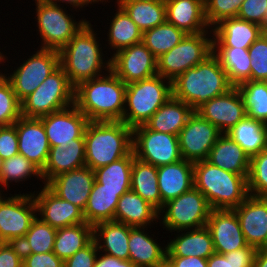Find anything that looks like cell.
Wrapping results in <instances>:
<instances>
[{
    "mask_svg": "<svg viewBox=\"0 0 267 267\" xmlns=\"http://www.w3.org/2000/svg\"><path fill=\"white\" fill-rule=\"evenodd\" d=\"M126 84L111 70L75 87L74 105L89 121H121Z\"/></svg>",
    "mask_w": 267,
    "mask_h": 267,
    "instance_id": "1",
    "label": "cell"
},
{
    "mask_svg": "<svg viewBox=\"0 0 267 267\" xmlns=\"http://www.w3.org/2000/svg\"><path fill=\"white\" fill-rule=\"evenodd\" d=\"M92 26L87 21L59 51L60 66L74 87L83 81L105 75L104 71L107 73L110 70V57H104L101 44L97 41L100 40L97 37L99 34Z\"/></svg>",
    "mask_w": 267,
    "mask_h": 267,
    "instance_id": "2",
    "label": "cell"
},
{
    "mask_svg": "<svg viewBox=\"0 0 267 267\" xmlns=\"http://www.w3.org/2000/svg\"><path fill=\"white\" fill-rule=\"evenodd\" d=\"M232 87L226 72L213 53L172 81L173 97L185 102L194 110L226 93Z\"/></svg>",
    "mask_w": 267,
    "mask_h": 267,
    "instance_id": "3",
    "label": "cell"
},
{
    "mask_svg": "<svg viewBox=\"0 0 267 267\" xmlns=\"http://www.w3.org/2000/svg\"><path fill=\"white\" fill-rule=\"evenodd\" d=\"M84 140L86 166L95 170L127 156L133 150V129L122 121H89Z\"/></svg>",
    "mask_w": 267,
    "mask_h": 267,
    "instance_id": "4",
    "label": "cell"
},
{
    "mask_svg": "<svg viewBox=\"0 0 267 267\" xmlns=\"http://www.w3.org/2000/svg\"><path fill=\"white\" fill-rule=\"evenodd\" d=\"M247 177L235 174L207 160L194 162V187L207 199L212 209H234L248 196Z\"/></svg>",
    "mask_w": 267,
    "mask_h": 267,
    "instance_id": "5",
    "label": "cell"
},
{
    "mask_svg": "<svg viewBox=\"0 0 267 267\" xmlns=\"http://www.w3.org/2000/svg\"><path fill=\"white\" fill-rule=\"evenodd\" d=\"M172 96V81L158 74L129 83L121 121L132 129L144 125Z\"/></svg>",
    "mask_w": 267,
    "mask_h": 267,
    "instance_id": "6",
    "label": "cell"
},
{
    "mask_svg": "<svg viewBox=\"0 0 267 267\" xmlns=\"http://www.w3.org/2000/svg\"><path fill=\"white\" fill-rule=\"evenodd\" d=\"M75 87L61 66L51 73L41 85L21 102V115L41 118L74 104Z\"/></svg>",
    "mask_w": 267,
    "mask_h": 267,
    "instance_id": "7",
    "label": "cell"
},
{
    "mask_svg": "<svg viewBox=\"0 0 267 267\" xmlns=\"http://www.w3.org/2000/svg\"><path fill=\"white\" fill-rule=\"evenodd\" d=\"M212 208L195 187L166 202L158 212L166 231L177 232L206 226ZM162 214V215H161Z\"/></svg>",
    "mask_w": 267,
    "mask_h": 267,
    "instance_id": "8",
    "label": "cell"
},
{
    "mask_svg": "<svg viewBox=\"0 0 267 267\" xmlns=\"http://www.w3.org/2000/svg\"><path fill=\"white\" fill-rule=\"evenodd\" d=\"M35 4L37 31L42 39L40 49L60 51L87 23L86 18L78 22L74 20L64 6L42 0H35Z\"/></svg>",
    "mask_w": 267,
    "mask_h": 267,
    "instance_id": "9",
    "label": "cell"
},
{
    "mask_svg": "<svg viewBox=\"0 0 267 267\" xmlns=\"http://www.w3.org/2000/svg\"><path fill=\"white\" fill-rule=\"evenodd\" d=\"M211 34L213 33L187 34L180 43L157 59V74L173 81L191 67L203 62L213 53Z\"/></svg>",
    "mask_w": 267,
    "mask_h": 267,
    "instance_id": "10",
    "label": "cell"
},
{
    "mask_svg": "<svg viewBox=\"0 0 267 267\" xmlns=\"http://www.w3.org/2000/svg\"><path fill=\"white\" fill-rule=\"evenodd\" d=\"M2 195L0 193V238L4 242L19 243L37 217L35 200L31 192L10 197Z\"/></svg>",
    "mask_w": 267,
    "mask_h": 267,
    "instance_id": "11",
    "label": "cell"
},
{
    "mask_svg": "<svg viewBox=\"0 0 267 267\" xmlns=\"http://www.w3.org/2000/svg\"><path fill=\"white\" fill-rule=\"evenodd\" d=\"M135 157L155 167L182 160L177 135L150 130L145 124L133 128Z\"/></svg>",
    "mask_w": 267,
    "mask_h": 267,
    "instance_id": "12",
    "label": "cell"
},
{
    "mask_svg": "<svg viewBox=\"0 0 267 267\" xmlns=\"http://www.w3.org/2000/svg\"><path fill=\"white\" fill-rule=\"evenodd\" d=\"M12 74H5L20 102L33 93L60 66L59 51L38 49ZM8 75V76H7Z\"/></svg>",
    "mask_w": 267,
    "mask_h": 267,
    "instance_id": "13",
    "label": "cell"
},
{
    "mask_svg": "<svg viewBox=\"0 0 267 267\" xmlns=\"http://www.w3.org/2000/svg\"><path fill=\"white\" fill-rule=\"evenodd\" d=\"M221 134L215 125L194 111L178 135L182 159L193 163L207 160Z\"/></svg>",
    "mask_w": 267,
    "mask_h": 267,
    "instance_id": "14",
    "label": "cell"
},
{
    "mask_svg": "<svg viewBox=\"0 0 267 267\" xmlns=\"http://www.w3.org/2000/svg\"><path fill=\"white\" fill-rule=\"evenodd\" d=\"M110 60V70L126 85L157 75V58L142 42L117 51Z\"/></svg>",
    "mask_w": 267,
    "mask_h": 267,
    "instance_id": "15",
    "label": "cell"
},
{
    "mask_svg": "<svg viewBox=\"0 0 267 267\" xmlns=\"http://www.w3.org/2000/svg\"><path fill=\"white\" fill-rule=\"evenodd\" d=\"M195 112L215 125L222 134L246 116L244 101L237 87L203 103Z\"/></svg>",
    "mask_w": 267,
    "mask_h": 267,
    "instance_id": "16",
    "label": "cell"
},
{
    "mask_svg": "<svg viewBox=\"0 0 267 267\" xmlns=\"http://www.w3.org/2000/svg\"><path fill=\"white\" fill-rule=\"evenodd\" d=\"M39 119L44 125L50 147H63L70 144L71 139L81 138L89 122L74 104Z\"/></svg>",
    "mask_w": 267,
    "mask_h": 267,
    "instance_id": "17",
    "label": "cell"
},
{
    "mask_svg": "<svg viewBox=\"0 0 267 267\" xmlns=\"http://www.w3.org/2000/svg\"><path fill=\"white\" fill-rule=\"evenodd\" d=\"M32 193L40 219L56 229L85 223L83 211L59 198L46 185ZM37 193V194H36Z\"/></svg>",
    "mask_w": 267,
    "mask_h": 267,
    "instance_id": "18",
    "label": "cell"
},
{
    "mask_svg": "<svg viewBox=\"0 0 267 267\" xmlns=\"http://www.w3.org/2000/svg\"><path fill=\"white\" fill-rule=\"evenodd\" d=\"M206 227L217 253L226 254L248 245L234 209H212Z\"/></svg>",
    "mask_w": 267,
    "mask_h": 267,
    "instance_id": "19",
    "label": "cell"
},
{
    "mask_svg": "<svg viewBox=\"0 0 267 267\" xmlns=\"http://www.w3.org/2000/svg\"><path fill=\"white\" fill-rule=\"evenodd\" d=\"M234 211L246 243L257 249L267 248V198L249 195Z\"/></svg>",
    "mask_w": 267,
    "mask_h": 267,
    "instance_id": "20",
    "label": "cell"
},
{
    "mask_svg": "<svg viewBox=\"0 0 267 267\" xmlns=\"http://www.w3.org/2000/svg\"><path fill=\"white\" fill-rule=\"evenodd\" d=\"M13 125L17 130L19 154L42 170L50 151L42 121L38 118L21 116Z\"/></svg>",
    "mask_w": 267,
    "mask_h": 267,
    "instance_id": "21",
    "label": "cell"
},
{
    "mask_svg": "<svg viewBox=\"0 0 267 267\" xmlns=\"http://www.w3.org/2000/svg\"><path fill=\"white\" fill-rule=\"evenodd\" d=\"M95 181L94 170L87 166L52 178L46 186L59 198L84 211Z\"/></svg>",
    "mask_w": 267,
    "mask_h": 267,
    "instance_id": "22",
    "label": "cell"
},
{
    "mask_svg": "<svg viewBox=\"0 0 267 267\" xmlns=\"http://www.w3.org/2000/svg\"><path fill=\"white\" fill-rule=\"evenodd\" d=\"M166 21L186 34L212 32L201 0H165ZM209 29V31H208Z\"/></svg>",
    "mask_w": 267,
    "mask_h": 267,
    "instance_id": "23",
    "label": "cell"
},
{
    "mask_svg": "<svg viewBox=\"0 0 267 267\" xmlns=\"http://www.w3.org/2000/svg\"><path fill=\"white\" fill-rule=\"evenodd\" d=\"M213 47L248 49L261 34L263 28L237 17L222 20L212 29Z\"/></svg>",
    "mask_w": 267,
    "mask_h": 267,
    "instance_id": "24",
    "label": "cell"
},
{
    "mask_svg": "<svg viewBox=\"0 0 267 267\" xmlns=\"http://www.w3.org/2000/svg\"><path fill=\"white\" fill-rule=\"evenodd\" d=\"M158 187L163 205L194 187V163L180 160L157 167Z\"/></svg>",
    "mask_w": 267,
    "mask_h": 267,
    "instance_id": "25",
    "label": "cell"
},
{
    "mask_svg": "<svg viewBox=\"0 0 267 267\" xmlns=\"http://www.w3.org/2000/svg\"><path fill=\"white\" fill-rule=\"evenodd\" d=\"M86 166L84 135L71 139L70 144L63 147H50L45 167L41 170L43 184L46 185L59 174Z\"/></svg>",
    "mask_w": 267,
    "mask_h": 267,
    "instance_id": "26",
    "label": "cell"
},
{
    "mask_svg": "<svg viewBox=\"0 0 267 267\" xmlns=\"http://www.w3.org/2000/svg\"><path fill=\"white\" fill-rule=\"evenodd\" d=\"M181 232L177 231V237L167 242L166 257L197 256L208 259L215 253L212 236L206 226Z\"/></svg>",
    "mask_w": 267,
    "mask_h": 267,
    "instance_id": "27",
    "label": "cell"
},
{
    "mask_svg": "<svg viewBox=\"0 0 267 267\" xmlns=\"http://www.w3.org/2000/svg\"><path fill=\"white\" fill-rule=\"evenodd\" d=\"M145 228L130 226L129 260L138 267H160L166 261V245L160 246Z\"/></svg>",
    "mask_w": 267,
    "mask_h": 267,
    "instance_id": "28",
    "label": "cell"
},
{
    "mask_svg": "<svg viewBox=\"0 0 267 267\" xmlns=\"http://www.w3.org/2000/svg\"><path fill=\"white\" fill-rule=\"evenodd\" d=\"M130 226L116 221L101 222L93 226V240L98 250L121 260H129Z\"/></svg>",
    "mask_w": 267,
    "mask_h": 267,
    "instance_id": "29",
    "label": "cell"
},
{
    "mask_svg": "<svg viewBox=\"0 0 267 267\" xmlns=\"http://www.w3.org/2000/svg\"><path fill=\"white\" fill-rule=\"evenodd\" d=\"M207 161L226 171L248 176L250 158L226 133L221 134L210 149Z\"/></svg>",
    "mask_w": 267,
    "mask_h": 267,
    "instance_id": "30",
    "label": "cell"
},
{
    "mask_svg": "<svg viewBox=\"0 0 267 267\" xmlns=\"http://www.w3.org/2000/svg\"><path fill=\"white\" fill-rule=\"evenodd\" d=\"M157 219L158 211L132 190L119 198L114 221L131 227H146L147 230Z\"/></svg>",
    "mask_w": 267,
    "mask_h": 267,
    "instance_id": "31",
    "label": "cell"
},
{
    "mask_svg": "<svg viewBox=\"0 0 267 267\" xmlns=\"http://www.w3.org/2000/svg\"><path fill=\"white\" fill-rule=\"evenodd\" d=\"M195 110L173 96L145 123L153 131L179 135Z\"/></svg>",
    "mask_w": 267,
    "mask_h": 267,
    "instance_id": "32",
    "label": "cell"
},
{
    "mask_svg": "<svg viewBox=\"0 0 267 267\" xmlns=\"http://www.w3.org/2000/svg\"><path fill=\"white\" fill-rule=\"evenodd\" d=\"M130 190H110L94 181L83 216L86 223L95 226L101 222L114 221L119 198Z\"/></svg>",
    "mask_w": 267,
    "mask_h": 267,
    "instance_id": "33",
    "label": "cell"
},
{
    "mask_svg": "<svg viewBox=\"0 0 267 267\" xmlns=\"http://www.w3.org/2000/svg\"><path fill=\"white\" fill-rule=\"evenodd\" d=\"M142 32L166 21L165 0H116Z\"/></svg>",
    "mask_w": 267,
    "mask_h": 267,
    "instance_id": "34",
    "label": "cell"
},
{
    "mask_svg": "<svg viewBox=\"0 0 267 267\" xmlns=\"http://www.w3.org/2000/svg\"><path fill=\"white\" fill-rule=\"evenodd\" d=\"M226 134L252 158L267 149V124L245 116Z\"/></svg>",
    "mask_w": 267,
    "mask_h": 267,
    "instance_id": "35",
    "label": "cell"
},
{
    "mask_svg": "<svg viewBox=\"0 0 267 267\" xmlns=\"http://www.w3.org/2000/svg\"><path fill=\"white\" fill-rule=\"evenodd\" d=\"M131 190L146 200L158 212L161 210L157 167L135 156L131 171Z\"/></svg>",
    "mask_w": 267,
    "mask_h": 267,
    "instance_id": "36",
    "label": "cell"
},
{
    "mask_svg": "<svg viewBox=\"0 0 267 267\" xmlns=\"http://www.w3.org/2000/svg\"><path fill=\"white\" fill-rule=\"evenodd\" d=\"M213 54L218 58L222 69L226 72L229 83L233 87L250 81L251 59L248 49L213 47Z\"/></svg>",
    "mask_w": 267,
    "mask_h": 267,
    "instance_id": "37",
    "label": "cell"
},
{
    "mask_svg": "<svg viewBox=\"0 0 267 267\" xmlns=\"http://www.w3.org/2000/svg\"><path fill=\"white\" fill-rule=\"evenodd\" d=\"M93 240V226L88 223L58 228L53 252L64 262Z\"/></svg>",
    "mask_w": 267,
    "mask_h": 267,
    "instance_id": "38",
    "label": "cell"
},
{
    "mask_svg": "<svg viewBox=\"0 0 267 267\" xmlns=\"http://www.w3.org/2000/svg\"><path fill=\"white\" fill-rule=\"evenodd\" d=\"M115 5H117L116 13L111 17L107 31L108 45L111 47L109 49L114 50L112 55L123 48L142 42L143 35L127 13L118 4Z\"/></svg>",
    "mask_w": 267,
    "mask_h": 267,
    "instance_id": "39",
    "label": "cell"
},
{
    "mask_svg": "<svg viewBox=\"0 0 267 267\" xmlns=\"http://www.w3.org/2000/svg\"><path fill=\"white\" fill-rule=\"evenodd\" d=\"M132 150L127 156L94 170L95 181L110 190H131Z\"/></svg>",
    "mask_w": 267,
    "mask_h": 267,
    "instance_id": "40",
    "label": "cell"
},
{
    "mask_svg": "<svg viewBox=\"0 0 267 267\" xmlns=\"http://www.w3.org/2000/svg\"><path fill=\"white\" fill-rule=\"evenodd\" d=\"M186 35L184 31L165 21L163 24L143 32L142 43L158 59L180 43Z\"/></svg>",
    "mask_w": 267,
    "mask_h": 267,
    "instance_id": "41",
    "label": "cell"
},
{
    "mask_svg": "<svg viewBox=\"0 0 267 267\" xmlns=\"http://www.w3.org/2000/svg\"><path fill=\"white\" fill-rule=\"evenodd\" d=\"M246 116L267 124V81H246L237 86Z\"/></svg>",
    "mask_w": 267,
    "mask_h": 267,
    "instance_id": "42",
    "label": "cell"
},
{
    "mask_svg": "<svg viewBox=\"0 0 267 267\" xmlns=\"http://www.w3.org/2000/svg\"><path fill=\"white\" fill-rule=\"evenodd\" d=\"M57 229L43 222L38 216L19 242L22 253H47L53 251Z\"/></svg>",
    "mask_w": 267,
    "mask_h": 267,
    "instance_id": "43",
    "label": "cell"
},
{
    "mask_svg": "<svg viewBox=\"0 0 267 267\" xmlns=\"http://www.w3.org/2000/svg\"><path fill=\"white\" fill-rule=\"evenodd\" d=\"M40 179L43 183L41 170L31 161L21 154L4 160L2 171L0 174V193L4 192L3 188L9 189V183H20L34 177Z\"/></svg>",
    "mask_w": 267,
    "mask_h": 267,
    "instance_id": "44",
    "label": "cell"
},
{
    "mask_svg": "<svg viewBox=\"0 0 267 267\" xmlns=\"http://www.w3.org/2000/svg\"><path fill=\"white\" fill-rule=\"evenodd\" d=\"M247 184L249 195L267 198V149L250 158Z\"/></svg>",
    "mask_w": 267,
    "mask_h": 267,
    "instance_id": "45",
    "label": "cell"
},
{
    "mask_svg": "<svg viewBox=\"0 0 267 267\" xmlns=\"http://www.w3.org/2000/svg\"><path fill=\"white\" fill-rule=\"evenodd\" d=\"M21 116V102L10 81L4 77L0 81V126L13 125Z\"/></svg>",
    "mask_w": 267,
    "mask_h": 267,
    "instance_id": "46",
    "label": "cell"
},
{
    "mask_svg": "<svg viewBox=\"0 0 267 267\" xmlns=\"http://www.w3.org/2000/svg\"><path fill=\"white\" fill-rule=\"evenodd\" d=\"M244 0H206L205 18L212 29L222 20L237 17Z\"/></svg>",
    "mask_w": 267,
    "mask_h": 267,
    "instance_id": "47",
    "label": "cell"
},
{
    "mask_svg": "<svg viewBox=\"0 0 267 267\" xmlns=\"http://www.w3.org/2000/svg\"><path fill=\"white\" fill-rule=\"evenodd\" d=\"M251 59L250 81H267V32L248 48Z\"/></svg>",
    "mask_w": 267,
    "mask_h": 267,
    "instance_id": "48",
    "label": "cell"
},
{
    "mask_svg": "<svg viewBox=\"0 0 267 267\" xmlns=\"http://www.w3.org/2000/svg\"><path fill=\"white\" fill-rule=\"evenodd\" d=\"M267 0H244L237 18L260 25L265 32Z\"/></svg>",
    "mask_w": 267,
    "mask_h": 267,
    "instance_id": "49",
    "label": "cell"
},
{
    "mask_svg": "<svg viewBox=\"0 0 267 267\" xmlns=\"http://www.w3.org/2000/svg\"><path fill=\"white\" fill-rule=\"evenodd\" d=\"M98 248L94 240H92L86 247L78 250L73 256L64 261L63 267H94Z\"/></svg>",
    "mask_w": 267,
    "mask_h": 267,
    "instance_id": "50",
    "label": "cell"
},
{
    "mask_svg": "<svg viewBox=\"0 0 267 267\" xmlns=\"http://www.w3.org/2000/svg\"><path fill=\"white\" fill-rule=\"evenodd\" d=\"M19 154L18 136L14 125L0 126V157L5 160Z\"/></svg>",
    "mask_w": 267,
    "mask_h": 267,
    "instance_id": "51",
    "label": "cell"
},
{
    "mask_svg": "<svg viewBox=\"0 0 267 267\" xmlns=\"http://www.w3.org/2000/svg\"><path fill=\"white\" fill-rule=\"evenodd\" d=\"M63 261L52 251L23 253V267H63Z\"/></svg>",
    "mask_w": 267,
    "mask_h": 267,
    "instance_id": "52",
    "label": "cell"
},
{
    "mask_svg": "<svg viewBox=\"0 0 267 267\" xmlns=\"http://www.w3.org/2000/svg\"><path fill=\"white\" fill-rule=\"evenodd\" d=\"M23 253L19 243L4 242L0 247V267H23Z\"/></svg>",
    "mask_w": 267,
    "mask_h": 267,
    "instance_id": "53",
    "label": "cell"
},
{
    "mask_svg": "<svg viewBox=\"0 0 267 267\" xmlns=\"http://www.w3.org/2000/svg\"><path fill=\"white\" fill-rule=\"evenodd\" d=\"M257 250V248L247 245L223 255L230 259L232 267H253Z\"/></svg>",
    "mask_w": 267,
    "mask_h": 267,
    "instance_id": "54",
    "label": "cell"
},
{
    "mask_svg": "<svg viewBox=\"0 0 267 267\" xmlns=\"http://www.w3.org/2000/svg\"><path fill=\"white\" fill-rule=\"evenodd\" d=\"M165 263L169 267H208L207 259L200 257H166Z\"/></svg>",
    "mask_w": 267,
    "mask_h": 267,
    "instance_id": "55",
    "label": "cell"
},
{
    "mask_svg": "<svg viewBox=\"0 0 267 267\" xmlns=\"http://www.w3.org/2000/svg\"><path fill=\"white\" fill-rule=\"evenodd\" d=\"M97 255V260L94 267H138L130 260H121L106 254Z\"/></svg>",
    "mask_w": 267,
    "mask_h": 267,
    "instance_id": "56",
    "label": "cell"
},
{
    "mask_svg": "<svg viewBox=\"0 0 267 267\" xmlns=\"http://www.w3.org/2000/svg\"><path fill=\"white\" fill-rule=\"evenodd\" d=\"M44 2H47V3H51V4H55V5H60V3H65V4H69L72 9H82L83 7H87L90 5H93V4H100L98 3L99 1L103 4V2L106 3V1L109 3L108 0H42Z\"/></svg>",
    "mask_w": 267,
    "mask_h": 267,
    "instance_id": "57",
    "label": "cell"
},
{
    "mask_svg": "<svg viewBox=\"0 0 267 267\" xmlns=\"http://www.w3.org/2000/svg\"><path fill=\"white\" fill-rule=\"evenodd\" d=\"M207 265L208 267H232L230 259L217 252L207 259Z\"/></svg>",
    "mask_w": 267,
    "mask_h": 267,
    "instance_id": "58",
    "label": "cell"
},
{
    "mask_svg": "<svg viewBox=\"0 0 267 267\" xmlns=\"http://www.w3.org/2000/svg\"><path fill=\"white\" fill-rule=\"evenodd\" d=\"M253 267H267V248L257 250Z\"/></svg>",
    "mask_w": 267,
    "mask_h": 267,
    "instance_id": "59",
    "label": "cell"
},
{
    "mask_svg": "<svg viewBox=\"0 0 267 267\" xmlns=\"http://www.w3.org/2000/svg\"><path fill=\"white\" fill-rule=\"evenodd\" d=\"M6 59V56L3 54V52L0 51V64L3 63Z\"/></svg>",
    "mask_w": 267,
    "mask_h": 267,
    "instance_id": "60",
    "label": "cell"
},
{
    "mask_svg": "<svg viewBox=\"0 0 267 267\" xmlns=\"http://www.w3.org/2000/svg\"><path fill=\"white\" fill-rule=\"evenodd\" d=\"M4 160L0 157V174L2 171V166H3Z\"/></svg>",
    "mask_w": 267,
    "mask_h": 267,
    "instance_id": "61",
    "label": "cell"
},
{
    "mask_svg": "<svg viewBox=\"0 0 267 267\" xmlns=\"http://www.w3.org/2000/svg\"><path fill=\"white\" fill-rule=\"evenodd\" d=\"M6 75L0 71V81L5 77Z\"/></svg>",
    "mask_w": 267,
    "mask_h": 267,
    "instance_id": "62",
    "label": "cell"
},
{
    "mask_svg": "<svg viewBox=\"0 0 267 267\" xmlns=\"http://www.w3.org/2000/svg\"><path fill=\"white\" fill-rule=\"evenodd\" d=\"M265 32H267V15H266V18H265Z\"/></svg>",
    "mask_w": 267,
    "mask_h": 267,
    "instance_id": "63",
    "label": "cell"
},
{
    "mask_svg": "<svg viewBox=\"0 0 267 267\" xmlns=\"http://www.w3.org/2000/svg\"><path fill=\"white\" fill-rule=\"evenodd\" d=\"M4 244V241L0 238V247Z\"/></svg>",
    "mask_w": 267,
    "mask_h": 267,
    "instance_id": "64",
    "label": "cell"
},
{
    "mask_svg": "<svg viewBox=\"0 0 267 267\" xmlns=\"http://www.w3.org/2000/svg\"><path fill=\"white\" fill-rule=\"evenodd\" d=\"M160 267H169V266L165 263L164 265H162Z\"/></svg>",
    "mask_w": 267,
    "mask_h": 267,
    "instance_id": "65",
    "label": "cell"
}]
</instances>
